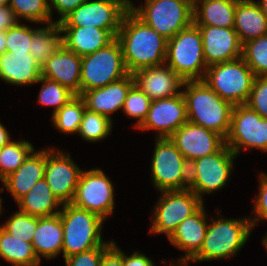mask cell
Masks as SVG:
<instances>
[{
	"label": "cell",
	"instance_id": "6da1fadb",
	"mask_svg": "<svg viewBox=\"0 0 267 266\" xmlns=\"http://www.w3.org/2000/svg\"><path fill=\"white\" fill-rule=\"evenodd\" d=\"M127 71L165 64L168 40L146 25L130 9L124 14L116 35Z\"/></svg>",
	"mask_w": 267,
	"mask_h": 266
},
{
	"label": "cell",
	"instance_id": "7a4b0ae2",
	"mask_svg": "<svg viewBox=\"0 0 267 266\" xmlns=\"http://www.w3.org/2000/svg\"><path fill=\"white\" fill-rule=\"evenodd\" d=\"M182 94L188 122L212 130L226 139L234 106L223 100L204 80L184 81Z\"/></svg>",
	"mask_w": 267,
	"mask_h": 266
},
{
	"label": "cell",
	"instance_id": "3957f363",
	"mask_svg": "<svg viewBox=\"0 0 267 266\" xmlns=\"http://www.w3.org/2000/svg\"><path fill=\"white\" fill-rule=\"evenodd\" d=\"M217 209L219 217L209 221L205 238L200 251L186 264L210 260L229 259L241 251L251 235V221L249 217L228 219L223 218Z\"/></svg>",
	"mask_w": 267,
	"mask_h": 266
},
{
	"label": "cell",
	"instance_id": "277c9868",
	"mask_svg": "<svg viewBox=\"0 0 267 266\" xmlns=\"http://www.w3.org/2000/svg\"><path fill=\"white\" fill-rule=\"evenodd\" d=\"M63 227L64 258L89 251L103 245L104 219L97 214L74 206L64 204L59 212Z\"/></svg>",
	"mask_w": 267,
	"mask_h": 266
},
{
	"label": "cell",
	"instance_id": "5b68a950",
	"mask_svg": "<svg viewBox=\"0 0 267 266\" xmlns=\"http://www.w3.org/2000/svg\"><path fill=\"white\" fill-rule=\"evenodd\" d=\"M165 64L184 81L204 79L208 66L202 35L194 22L168 39Z\"/></svg>",
	"mask_w": 267,
	"mask_h": 266
},
{
	"label": "cell",
	"instance_id": "8992f818",
	"mask_svg": "<svg viewBox=\"0 0 267 266\" xmlns=\"http://www.w3.org/2000/svg\"><path fill=\"white\" fill-rule=\"evenodd\" d=\"M130 10L167 40L194 22L193 4L188 0H145Z\"/></svg>",
	"mask_w": 267,
	"mask_h": 266
},
{
	"label": "cell",
	"instance_id": "52a82bcc",
	"mask_svg": "<svg viewBox=\"0 0 267 266\" xmlns=\"http://www.w3.org/2000/svg\"><path fill=\"white\" fill-rule=\"evenodd\" d=\"M255 75L242 57L208 66L204 81L233 106L246 104Z\"/></svg>",
	"mask_w": 267,
	"mask_h": 266
},
{
	"label": "cell",
	"instance_id": "ba28073f",
	"mask_svg": "<svg viewBox=\"0 0 267 266\" xmlns=\"http://www.w3.org/2000/svg\"><path fill=\"white\" fill-rule=\"evenodd\" d=\"M128 74L120 43L115 38L107 46L82 57L80 95L87 90L102 88Z\"/></svg>",
	"mask_w": 267,
	"mask_h": 266
},
{
	"label": "cell",
	"instance_id": "9c48e42d",
	"mask_svg": "<svg viewBox=\"0 0 267 266\" xmlns=\"http://www.w3.org/2000/svg\"><path fill=\"white\" fill-rule=\"evenodd\" d=\"M152 211L149 233L166 234L167 239L185 219L196 213L203 205L192 190L162 191Z\"/></svg>",
	"mask_w": 267,
	"mask_h": 266
},
{
	"label": "cell",
	"instance_id": "30bf717a",
	"mask_svg": "<svg viewBox=\"0 0 267 266\" xmlns=\"http://www.w3.org/2000/svg\"><path fill=\"white\" fill-rule=\"evenodd\" d=\"M225 144L236 156L243 149L255 148L267 152V119L246 104L234 106Z\"/></svg>",
	"mask_w": 267,
	"mask_h": 266
},
{
	"label": "cell",
	"instance_id": "8fae6325",
	"mask_svg": "<svg viewBox=\"0 0 267 266\" xmlns=\"http://www.w3.org/2000/svg\"><path fill=\"white\" fill-rule=\"evenodd\" d=\"M113 185L101 168L84 170L71 203L106 220L115 208Z\"/></svg>",
	"mask_w": 267,
	"mask_h": 266
},
{
	"label": "cell",
	"instance_id": "7c38bea8",
	"mask_svg": "<svg viewBox=\"0 0 267 266\" xmlns=\"http://www.w3.org/2000/svg\"><path fill=\"white\" fill-rule=\"evenodd\" d=\"M119 0H87L67 15L60 26H94L108 30L115 38L128 11Z\"/></svg>",
	"mask_w": 267,
	"mask_h": 266
},
{
	"label": "cell",
	"instance_id": "4fadbf2b",
	"mask_svg": "<svg viewBox=\"0 0 267 266\" xmlns=\"http://www.w3.org/2000/svg\"><path fill=\"white\" fill-rule=\"evenodd\" d=\"M57 148H46L44 179L58 201L64 205L73 201L81 169L70 155Z\"/></svg>",
	"mask_w": 267,
	"mask_h": 266
},
{
	"label": "cell",
	"instance_id": "5bb4252c",
	"mask_svg": "<svg viewBox=\"0 0 267 266\" xmlns=\"http://www.w3.org/2000/svg\"><path fill=\"white\" fill-rule=\"evenodd\" d=\"M236 157L233 151L224 144L217 152L196 159V183L190 190L204 200L205 194H211L225 187L233 172Z\"/></svg>",
	"mask_w": 267,
	"mask_h": 266
},
{
	"label": "cell",
	"instance_id": "9a60e30c",
	"mask_svg": "<svg viewBox=\"0 0 267 266\" xmlns=\"http://www.w3.org/2000/svg\"><path fill=\"white\" fill-rule=\"evenodd\" d=\"M151 160V177L159 192L181 190V169L184 157L170 138H155Z\"/></svg>",
	"mask_w": 267,
	"mask_h": 266
},
{
	"label": "cell",
	"instance_id": "2e32d148",
	"mask_svg": "<svg viewBox=\"0 0 267 266\" xmlns=\"http://www.w3.org/2000/svg\"><path fill=\"white\" fill-rule=\"evenodd\" d=\"M186 122L188 115L181 92L176 96L153 100L144 122L137 129L156 131V138H169Z\"/></svg>",
	"mask_w": 267,
	"mask_h": 266
},
{
	"label": "cell",
	"instance_id": "e0dca14e",
	"mask_svg": "<svg viewBox=\"0 0 267 266\" xmlns=\"http://www.w3.org/2000/svg\"><path fill=\"white\" fill-rule=\"evenodd\" d=\"M169 138L184 158L194 160L217 152L225 144V139L218 133L190 122Z\"/></svg>",
	"mask_w": 267,
	"mask_h": 266
},
{
	"label": "cell",
	"instance_id": "ac0fdd59",
	"mask_svg": "<svg viewBox=\"0 0 267 266\" xmlns=\"http://www.w3.org/2000/svg\"><path fill=\"white\" fill-rule=\"evenodd\" d=\"M206 65L228 62L242 57V46L233 28L198 26Z\"/></svg>",
	"mask_w": 267,
	"mask_h": 266
},
{
	"label": "cell",
	"instance_id": "d6986e66",
	"mask_svg": "<svg viewBox=\"0 0 267 266\" xmlns=\"http://www.w3.org/2000/svg\"><path fill=\"white\" fill-rule=\"evenodd\" d=\"M134 85L152 101L179 95L184 80L166 64L133 72Z\"/></svg>",
	"mask_w": 267,
	"mask_h": 266
},
{
	"label": "cell",
	"instance_id": "ffe728a7",
	"mask_svg": "<svg viewBox=\"0 0 267 266\" xmlns=\"http://www.w3.org/2000/svg\"><path fill=\"white\" fill-rule=\"evenodd\" d=\"M205 213L203 205L192 216L185 218L168 238L174 247L185 253L181 258L175 260V263L186 266L200 251L209 224L208 216Z\"/></svg>",
	"mask_w": 267,
	"mask_h": 266
},
{
	"label": "cell",
	"instance_id": "44dd1931",
	"mask_svg": "<svg viewBox=\"0 0 267 266\" xmlns=\"http://www.w3.org/2000/svg\"><path fill=\"white\" fill-rule=\"evenodd\" d=\"M133 86V77L129 73L126 77L102 88L84 91L80 96L88 111L99 113L112 120L111 115L123 108L124 101Z\"/></svg>",
	"mask_w": 267,
	"mask_h": 266
},
{
	"label": "cell",
	"instance_id": "7402d4cb",
	"mask_svg": "<svg viewBox=\"0 0 267 266\" xmlns=\"http://www.w3.org/2000/svg\"><path fill=\"white\" fill-rule=\"evenodd\" d=\"M82 57L61 45L41 67V76L80 95Z\"/></svg>",
	"mask_w": 267,
	"mask_h": 266
},
{
	"label": "cell",
	"instance_id": "603a6c76",
	"mask_svg": "<svg viewBox=\"0 0 267 266\" xmlns=\"http://www.w3.org/2000/svg\"><path fill=\"white\" fill-rule=\"evenodd\" d=\"M45 165L46 148L39 151L34 149L24 163L2 181L16 203L44 178Z\"/></svg>",
	"mask_w": 267,
	"mask_h": 266
},
{
	"label": "cell",
	"instance_id": "cb8c5ba5",
	"mask_svg": "<svg viewBox=\"0 0 267 266\" xmlns=\"http://www.w3.org/2000/svg\"><path fill=\"white\" fill-rule=\"evenodd\" d=\"M41 67L30 53L6 51L0 56V79L5 83L25 86L37 84Z\"/></svg>",
	"mask_w": 267,
	"mask_h": 266
},
{
	"label": "cell",
	"instance_id": "d4e9b609",
	"mask_svg": "<svg viewBox=\"0 0 267 266\" xmlns=\"http://www.w3.org/2000/svg\"><path fill=\"white\" fill-rule=\"evenodd\" d=\"M62 45L80 57L92 54L107 46L115 37L105 29L92 26H60Z\"/></svg>",
	"mask_w": 267,
	"mask_h": 266
},
{
	"label": "cell",
	"instance_id": "484cf974",
	"mask_svg": "<svg viewBox=\"0 0 267 266\" xmlns=\"http://www.w3.org/2000/svg\"><path fill=\"white\" fill-rule=\"evenodd\" d=\"M31 243L40 262L42 257L51 260L59 256L63 249V227L59 213L38 217Z\"/></svg>",
	"mask_w": 267,
	"mask_h": 266
},
{
	"label": "cell",
	"instance_id": "4316f807",
	"mask_svg": "<svg viewBox=\"0 0 267 266\" xmlns=\"http://www.w3.org/2000/svg\"><path fill=\"white\" fill-rule=\"evenodd\" d=\"M233 29L237 32L242 44L267 35V19L257 1H237Z\"/></svg>",
	"mask_w": 267,
	"mask_h": 266
},
{
	"label": "cell",
	"instance_id": "83f0119b",
	"mask_svg": "<svg viewBox=\"0 0 267 266\" xmlns=\"http://www.w3.org/2000/svg\"><path fill=\"white\" fill-rule=\"evenodd\" d=\"M238 0H198L193 5L194 23L197 26L233 28Z\"/></svg>",
	"mask_w": 267,
	"mask_h": 266
},
{
	"label": "cell",
	"instance_id": "f1b7e54d",
	"mask_svg": "<svg viewBox=\"0 0 267 266\" xmlns=\"http://www.w3.org/2000/svg\"><path fill=\"white\" fill-rule=\"evenodd\" d=\"M19 211L34 217H46L58 214L63 205L51 191L48 183L43 178L17 202Z\"/></svg>",
	"mask_w": 267,
	"mask_h": 266
},
{
	"label": "cell",
	"instance_id": "f546056e",
	"mask_svg": "<svg viewBox=\"0 0 267 266\" xmlns=\"http://www.w3.org/2000/svg\"><path fill=\"white\" fill-rule=\"evenodd\" d=\"M0 257L14 266H40L32 243L12 236L0 226Z\"/></svg>",
	"mask_w": 267,
	"mask_h": 266
},
{
	"label": "cell",
	"instance_id": "4dcf8cb0",
	"mask_svg": "<svg viewBox=\"0 0 267 266\" xmlns=\"http://www.w3.org/2000/svg\"><path fill=\"white\" fill-rule=\"evenodd\" d=\"M62 45V32L58 22L35 28L29 53L42 67Z\"/></svg>",
	"mask_w": 267,
	"mask_h": 266
},
{
	"label": "cell",
	"instance_id": "1f68e13d",
	"mask_svg": "<svg viewBox=\"0 0 267 266\" xmlns=\"http://www.w3.org/2000/svg\"><path fill=\"white\" fill-rule=\"evenodd\" d=\"M85 109L82 97L75 95L66 105L52 113L54 128L66 135L78 133Z\"/></svg>",
	"mask_w": 267,
	"mask_h": 266
},
{
	"label": "cell",
	"instance_id": "d6a6232c",
	"mask_svg": "<svg viewBox=\"0 0 267 266\" xmlns=\"http://www.w3.org/2000/svg\"><path fill=\"white\" fill-rule=\"evenodd\" d=\"M34 150L33 145L25 139H13L0 149V180L3 181L15 172Z\"/></svg>",
	"mask_w": 267,
	"mask_h": 266
},
{
	"label": "cell",
	"instance_id": "836d02e7",
	"mask_svg": "<svg viewBox=\"0 0 267 266\" xmlns=\"http://www.w3.org/2000/svg\"><path fill=\"white\" fill-rule=\"evenodd\" d=\"M14 12L18 22L25 19L31 23H53L49 9V0H9L8 5Z\"/></svg>",
	"mask_w": 267,
	"mask_h": 266
},
{
	"label": "cell",
	"instance_id": "e575fe53",
	"mask_svg": "<svg viewBox=\"0 0 267 266\" xmlns=\"http://www.w3.org/2000/svg\"><path fill=\"white\" fill-rule=\"evenodd\" d=\"M113 120L104 115L85 109L78 135L87 142H99L111 134Z\"/></svg>",
	"mask_w": 267,
	"mask_h": 266
},
{
	"label": "cell",
	"instance_id": "d590c367",
	"mask_svg": "<svg viewBox=\"0 0 267 266\" xmlns=\"http://www.w3.org/2000/svg\"><path fill=\"white\" fill-rule=\"evenodd\" d=\"M242 58L255 76H267V35L245 42Z\"/></svg>",
	"mask_w": 267,
	"mask_h": 266
},
{
	"label": "cell",
	"instance_id": "8d00e7d4",
	"mask_svg": "<svg viewBox=\"0 0 267 266\" xmlns=\"http://www.w3.org/2000/svg\"><path fill=\"white\" fill-rule=\"evenodd\" d=\"M39 82L42 83V85L37 101L42 106H53V113L57 112L75 96L72 91L58 82L42 76L39 78L38 83Z\"/></svg>",
	"mask_w": 267,
	"mask_h": 266
},
{
	"label": "cell",
	"instance_id": "74e56055",
	"mask_svg": "<svg viewBox=\"0 0 267 266\" xmlns=\"http://www.w3.org/2000/svg\"><path fill=\"white\" fill-rule=\"evenodd\" d=\"M152 100L135 85L129 90L122 108L123 113L132 119H136L134 128H138L145 120Z\"/></svg>",
	"mask_w": 267,
	"mask_h": 266
},
{
	"label": "cell",
	"instance_id": "f35d334b",
	"mask_svg": "<svg viewBox=\"0 0 267 266\" xmlns=\"http://www.w3.org/2000/svg\"><path fill=\"white\" fill-rule=\"evenodd\" d=\"M38 217L15 211L1 227L12 236L22 238L25 242H32L36 231Z\"/></svg>",
	"mask_w": 267,
	"mask_h": 266
},
{
	"label": "cell",
	"instance_id": "ab89813d",
	"mask_svg": "<svg viewBox=\"0 0 267 266\" xmlns=\"http://www.w3.org/2000/svg\"><path fill=\"white\" fill-rule=\"evenodd\" d=\"M35 27L17 22L6 31V51L29 53Z\"/></svg>",
	"mask_w": 267,
	"mask_h": 266
},
{
	"label": "cell",
	"instance_id": "60d3db41",
	"mask_svg": "<svg viewBox=\"0 0 267 266\" xmlns=\"http://www.w3.org/2000/svg\"><path fill=\"white\" fill-rule=\"evenodd\" d=\"M246 105L267 119V76H255Z\"/></svg>",
	"mask_w": 267,
	"mask_h": 266
},
{
	"label": "cell",
	"instance_id": "b9f144b4",
	"mask_svg": "<svg viewBox=\"0 0 267 266\" xmlns=\"http://www.w3.org/2000/svg\"><path fill=\"white\" fill-rule=\"evenodd\" d=\"M114 240L106 241L103 245L64 258L66 266H100L104 252L113 244Z\"/></svg>",
	"mask_w": 267,
	"mask_h": 266
},
{
	"label": "cell",
	"instance_id": "7bdbcfd3",
	"mask_svg": "<svg viewBox=\"0 0 267 266\" xmlns=\"http://www.w3.org/2000/svg\"><path fill=\"white\" fill-rule=\"evenodd\" d=\"M253 203L254 217H249L252 229L258 225V221L267 220V174H259V193Z\"/></svg>",
	"mask_w": 267,
	"mask_h": 266
},
{
	"label": "cell",
	"instance_id": "ee69618b",
	"mask_svg": "<svg viewBox=\"0 0 267 266\" xmlns=\"http://www.w3.org/2000/svg\"><path fill=\"white\" fill-rule=\"evenodd\" d=\"M86 1L87 0H49L51 18L52 14H54V9L59 16V19L54 20V22L60 23L67 15Z\"/></svg>",
	"mask_w": 267,
	"mask_h": 266
},
{
	"label": "cell",
	"instance_id": "f6af8a7d",
	"mask_svg": "<svg viewBox=\"0 0 267 266\" xmlns=\"http://www.w3.org/2000/svg\"><path fill=\"white\" fill-rule=\"evenodd\" d=\"M196 160L184 158L181 169V190H190L196 183Z\"/></svg>",
	"mask_w": 267,
	"mask_h": 266
},
{
	"label": "cell",
	"instance_id": "bcb514c9",
	"mask_svg": "<svg viewBox=\"0 0 267 266\" xmlns=\"http://www.w3.org/2000/svg\"><path fill=\"white\" fill-rule=\"evenodd\" d=\"M100 266H123V251L117 246L115 241L104 252Z\"/></svg>",
	"mask_w": 267,
	"mask_h": 266
},
{
	"label": "cell",
	"instance_id": "7dc6e473",
	"mask_svg": "<svg viewBox=\"0 0 267 266\" xmlns=\"http://www.w3.org/2000/svg\"><path fill=\"white\" fill-rule=\"evenodd\" d=\"M123 266H156L146 254L134 251L132 255L127 256L123 252Z\"/></svg>",
	"mask_w": 267,
	"mask_h": 266
},
{
	"label": "cell",
	"instance_id": "c3c4849f",
	"mask_svg": "<svg viewBox=\"0 0 267 266\" xmlns=\"http://www.w3.org/2000/svg\"><path fill=\"white\" fill-rule=\"evenodd\" d=\"M17 22L18 20L9 6H0V31H7Z\"/></svg>",
	"mask_w": 267,
	"mask_h": 266
},
{
	"label": "cell",
	"instance_id": "681fc988",
	"mask_svg": "<svg viewBox=\"0 0 267 266\" xmlns=\"http://www.w3.org/2000/svg\"><path fill=\"white\" fill-rule=\"evenodd\" d=\"M11 136L8 130L4 127V125L0 122V149L7 145L11 141Z\"/></svg>",
	"mask_w": 267,
	"mask_h": 266
},
{
	"label": "cell",
	"instance_id": "f907efd6",
	"mask_svg": "<svg viewBox=\"0 0 267 266\" xmlns=\"http://www.w3.org/2000/svg\"><path fill=\"white\" fill-rule=\"evenodd\" d=\"M6 52V31H0V56Z\"/></svg>",
	"mask_w": 267,
	"mask_h": 266
},
{
	"label": "cell",
	"instance_id": "816d5d0a",
	"mask_svg": "<svg viewBox=\"0 0 267 266\" xmlns=\"http://www.w3.org/2000/svg\"><path fill=\"white\" fill-rule=\"evenodd\" d=\"M262 10V13L264 14L265 18L267 19V0H259L257 2Z\"/></svg>",
	"mask_w": 267,
	"mask_h": 266
},
{
	"label": "cell",
	"instance_id": "f5cc1de1",
	"mask_svg": "<svg viewBox=\"0 0 267 266\" xmlns=\"http://www.w3.org/2000/svg\"><path fill=\"white\" fill-rule=\"evenodd\" d=\"M127 9H131L134 4L131 0H119Z\"/></svg>",
	"mask_w": 267,
	"mask_h": 266
},
{
	"label": "cell",
	"instance_id": "db71d44e",
	"mask_svg": "<svg viewBox=\"0 0 267 266\" xmlns=\"http://www.w3.org/2000/svg\"><path fill=\"white\" fill-rule=\"evenodd\" d=\"M4 190V187L2 186L1 188H0V192H2ZM2 202H3V199L1 198V196H0V216H1V214H2V207H3V204H2Z\"/></svg>",
	"mask_w": 267,
	"mask_h": 266
},
{
	"label": "cell",
	"instance_id": "11a10c76",
	"mask_svg": "<svg viewBox=\"0 0 267 266\" xmlns=\"http://www.w3.org/2000/svg\"><path fill=\"white\" fill-rule=\"evenodd\" d=\"M262 244L264 245L265 250L267 251V234H266V236L263 237V239H262ZM266 253H267V252H266Z\"/></svg>",
	"mask_w": 267,
	"mask_h": 266
},
{
	"label": "cell",
	"instance_id": "9f6ffc18",
	"mask_svg": "<svg viewBox=\"0 0 267 266\" xmlns=\"http://www.w3.org/2000/svg\"><path fill=\"white\" fill-rule=\"evenodd\" d=\"M9 0H0V6H8Z\"/></svg>",
	"mask_w": 267,
	"mask_h": 266
},
{
	"label": "cell",
	"instance_id": "6f0895ef",
	"mask_svg": "<svg viewBox=\"0 0 267 266\" xmlns=\"http://www.w3.org/2000/svg\"><path fill=\"white\" fill-rule=\"evenodd\" d=\"M170 266H182V265L174 263V262H170Z\"/></svg>",
	"mask_w": 267,
	"mask_h": 266
},
{
	"label": "cell",
	"instance_id": "680465c9",
	"mask_svg": "<svg viewBox=\"0 0 267 266\" xmlns=\"http://www.w3.org/2000/svg\"><path fill=\"white\" fill-rule=\"evenodd\" d=\"M188 1H190L194 5L198 0H188Z\"/></svg>",
	"mask_w": 267,
	"mask_h": 266
}]
</instances>
